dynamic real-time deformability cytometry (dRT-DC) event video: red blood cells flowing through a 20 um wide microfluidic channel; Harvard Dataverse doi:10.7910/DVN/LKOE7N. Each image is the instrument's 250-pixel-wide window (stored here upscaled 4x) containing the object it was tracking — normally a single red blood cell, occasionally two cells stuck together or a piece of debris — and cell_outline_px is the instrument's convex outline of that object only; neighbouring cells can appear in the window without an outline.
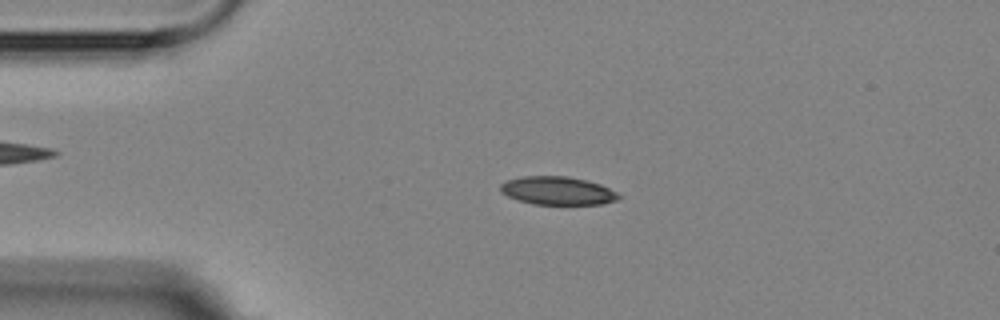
{"species": "Egyptian fruit bat (a non-hibernating species)", "species_latin": "Rousettus aegyptiacus", "temperature_condition": "room temperature", "stored_images_in_passage": 4, "camera_frame_rate_fps": 3000, "um_per_image_px": 0.085, "animal": {"sex": "female"}, "frame": {"image": 1, "passage_image": 3, "time_ms": 2.333, "image_size_px": [1000, 320], "cell_outline_px": [[620, 196], [616, 200], [604, 204], [532, 204], [508, 196], [500, 192], [500, 184], [508, 180], [524, 176], [568, 176], [600, 184], [616, 192]], "centroid_in_image_um": [47.38, 16.21], "position_along_channel_um": 37.6, "area_um2": 19.25}}